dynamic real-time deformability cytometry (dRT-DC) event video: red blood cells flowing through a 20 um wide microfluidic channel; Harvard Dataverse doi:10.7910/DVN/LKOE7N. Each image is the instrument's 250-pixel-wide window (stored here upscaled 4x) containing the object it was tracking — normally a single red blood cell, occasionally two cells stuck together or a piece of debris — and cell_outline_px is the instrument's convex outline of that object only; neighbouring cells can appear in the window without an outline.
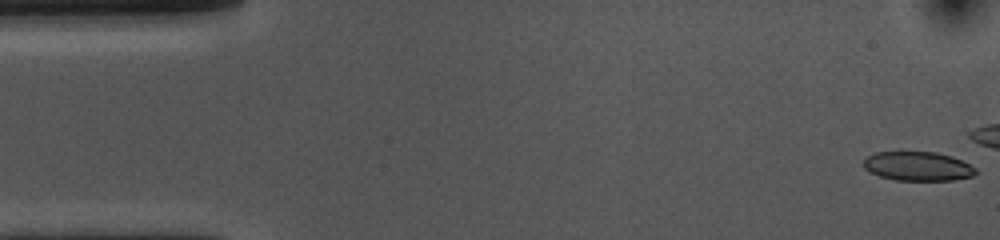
{"species": "common noctule bat (a hibernating species)", "species_latin": "Nyctalus noctula", "temperature_condition": "cold", "stored_images_in_passage": 41, "camera_frame_rate_fps": 3000, "um_per_image_px": 0.085, "animal": {"sex": "female", "body_mass_g": 10.0, "forearm_length_mm": 53.1}, "frame": {"image": 1, "passage_image": 1, "time_ms": 0.0, "image_size_px": [1000, 240], "cell_outline_px": [[976, 172], [972, 176], [952, 180], [896, 180], [880, 176], [864, 168], [864, 160], [868, 156], [876, 152], [936, 152], [952, 156], [976, 168]], "centroid_in_image_um": [78.02, 14.13], "position_along_channel_um": 7.0, "area_um2": 18.79}}
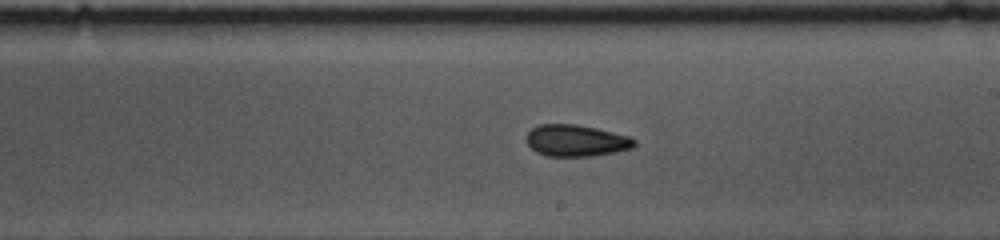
{"frame": {"image": 2, "passage_image": 29, "time_ms": 9.333, "image_size_px": [1000, 240], "cell_outline_px": [[636, 144], [632, 148], [592, 156], [548, 156], [536, 152], [528, 144], [524, 136], [532, 128], [540, 124], [576, 124], [596, 128], [632, 136], [636, 140]], "centroid_in_image_um": [48.97, 11.94], "position_along_channel_um": 240.0, "area_um2": 20.0}}
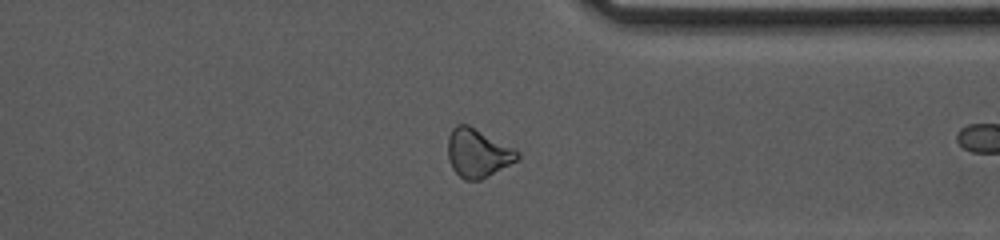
{"frame": {"image": 3, "passage_image": 40, "time_ms": 13.0, "image_size_px": [1000, 240], "cell_outline_px": [[520, 156], [516, 160], [480, 180], [464, 180], [452, 168], [448, 160], [448, 136], [452, 128], [456, 124], [468, 124], [516, 148], [520, 152]], "centroid_in_image_um": [40.6, 12.98], "position_along_channel_um": 370.8, "area_um2": 19.71}}